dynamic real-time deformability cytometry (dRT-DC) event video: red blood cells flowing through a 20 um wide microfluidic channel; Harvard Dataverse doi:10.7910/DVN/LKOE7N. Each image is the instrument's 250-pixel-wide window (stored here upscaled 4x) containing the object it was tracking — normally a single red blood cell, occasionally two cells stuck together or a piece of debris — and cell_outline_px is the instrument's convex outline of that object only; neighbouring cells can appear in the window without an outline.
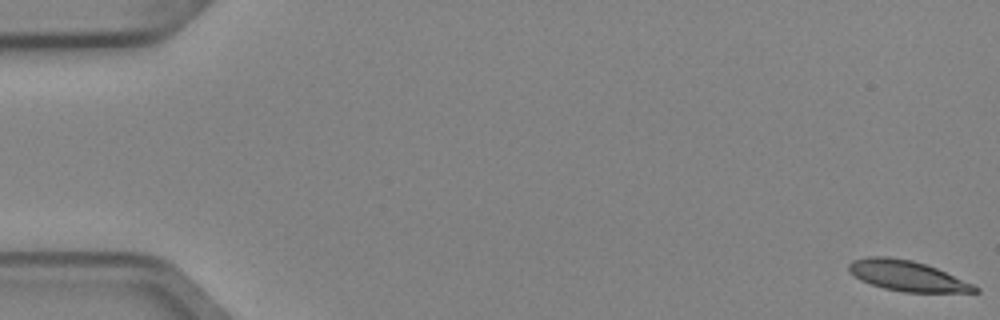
{"species": "Egyptian fruit bat (a non-hibernating species)", "species_latin": "Rousettus aegyptiacus", "temperature_condition": "cold", "stored_images_in_passage": 5, "camera_frame_rate_fps": 3000, "um_per_image_px": 0.085, "animal": {"sex": "female"}, "frame": {"image": 1, "passage_image": 1, "time_ms": 0.0, "image_size_px": [1000, 320], "cell_outline_px": [[980, 292], [904, 292], [884, 288], [860, 280], [848, 268], [848, 264], [852, 260], [868, 256], [888, 256], [912, 260], [936, 268], [972, 284], [980, 288]], "centroid_in_image_um": [77.09, 23.44], "position_along_channel_um": 7.9, "area_um2": 22.02}}
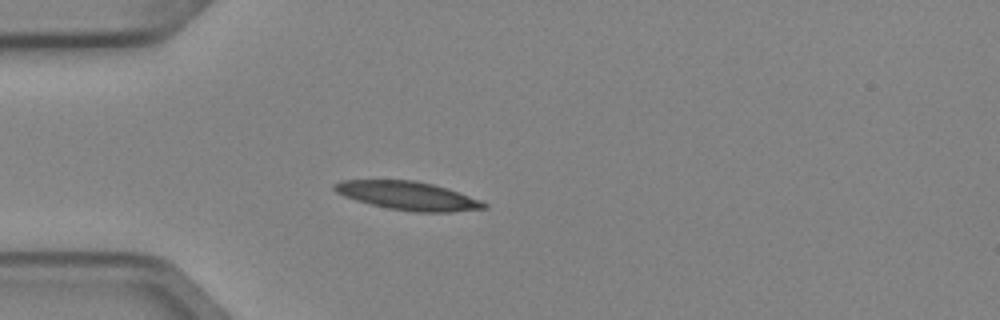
{"frame": {"image": 2, "passage_image": 5, "time_ms": 1.333, "image_size_px": [1000, 320], "cell_outline_px": [[488, 208], [452, 212], [416, 212], [388, 208], [356, 200], [344, 196], [336, 192], [332, 188], [332, 184], [340, 180], [416, 180], [448, 188], [480, 200], [488, 204]], "centroid_in_image_um": [34.67, 16.63], "position_along_channel_um": 50.3, "area_um2": 24.85}}